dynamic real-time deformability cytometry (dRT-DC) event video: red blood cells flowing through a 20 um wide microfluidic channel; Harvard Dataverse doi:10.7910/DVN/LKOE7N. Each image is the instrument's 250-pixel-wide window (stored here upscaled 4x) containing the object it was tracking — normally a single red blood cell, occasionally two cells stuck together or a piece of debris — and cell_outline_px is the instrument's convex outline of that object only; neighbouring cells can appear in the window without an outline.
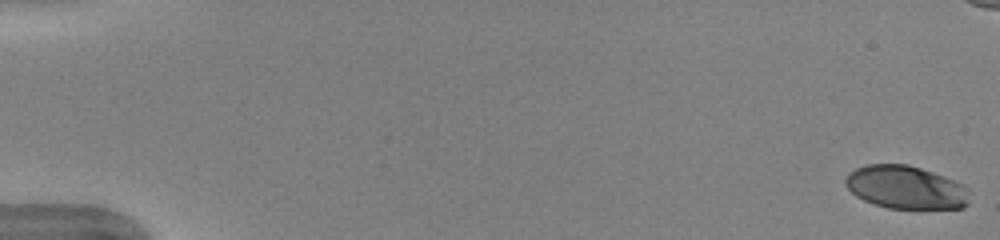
{"species": "human", "species_latin": "Homo sapiens", "temperature_condition": "warm", "stored_images_in_passage": 47, "camera_frame_rate_fps": 3000, "um_per_image_px": 0.085, "donor": {"sex": "female"}, "frame": {"image": 1, "passage_image": 1, "time_ms": 0.0, "image_size_px": [1000, 240], "cell_outline_px": [[968, 204], [964, 208], [888, 208], [864, 200], [856, 196], [844, 184], [844, 180], [848, 172], [856, 168], [868, 164], [908, 164], [944, 176], [964, 184], [968, 188]], "centroid_in_image_um": [76.99, 15.92], "position_along_channel_um": 8.0, "area_um2": 31.15}}
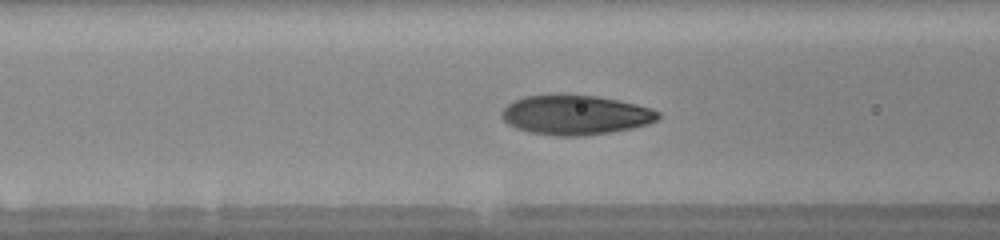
{"frame": {"image": 2, "passage_image": 22, "time_ms": 7.0, "image_size_px": [1000, 240], "cell_outline_px": [[660, 116], [656, 120], [648, 124], [632, 128], [612, 132], [584, 136], [560, 136], [528, 132], [516, 128], [508, 124], [500, 116], [500, 112], [508, 104], [524, 96], [596, 96], [636, 104], [652, 108], [660, 112]], "centroid_in_image_um": [48.92, 9.8], "position_along_channel_um": 117.7, "area_um2": 35.72}}
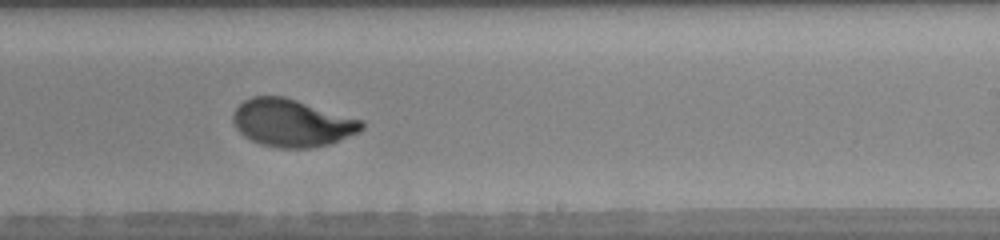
{"frame": {"image": 3, "passage_image": 33, "time_ms": 10.667, "image_size_px": [1000, 240], "cell_outline_px": [[364, 128], [360, 132], [340, 140], [328, 144], [312, 148], [280, 148], [264, 144], [252, 140], [244, 136], [236, 128], [232, 120], [232, 112], [244, 100], [252, 96], [284, 96], [364, 120]], "centroid_in_image_um": [24.83, 10.44], "position_along_channel_um": 264.2, "area_um2": 35.72}}